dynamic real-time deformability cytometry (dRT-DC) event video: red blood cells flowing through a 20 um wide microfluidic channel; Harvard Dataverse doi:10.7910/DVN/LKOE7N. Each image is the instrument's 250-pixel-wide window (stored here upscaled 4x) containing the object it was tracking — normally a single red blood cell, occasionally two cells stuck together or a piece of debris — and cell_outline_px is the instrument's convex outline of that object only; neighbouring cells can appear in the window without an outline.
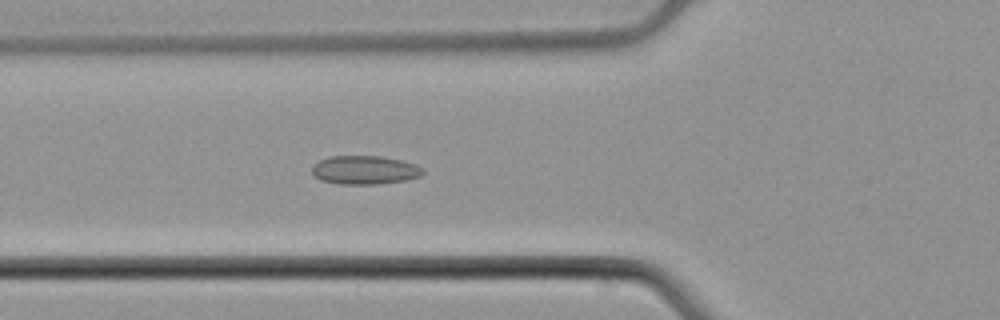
{"species": "common noctule bat (a hibernating species)", "species_latin": "Nyctalus noctula", "temperature_condition": "cold", "stored_images_in_passage": 46, "camera_frame_rate_fps": 3000, "um_per_image_px": 0.085, "animal": {"sex": "male", "body_mass_g": 21.5, "forearm_length_mm": 52.0}, "frame": {"image": 1, "passage_image": 19, "time_ms": 6.0, "image_size_px": [1000, 320], "cell_outline_px": [[424, 172], [420, 176], [408, 180], [376, 184], [340, 184], [320, 180], [312, 172], [312, 168], [320, 160], [332, 156], [380, 156], [400, 160], [416, 164], [424, 168]], "centroid_in_image_um": [31.04, 14.45], "position_along_channel_um": 94.8, "area_um2": 18.44}}
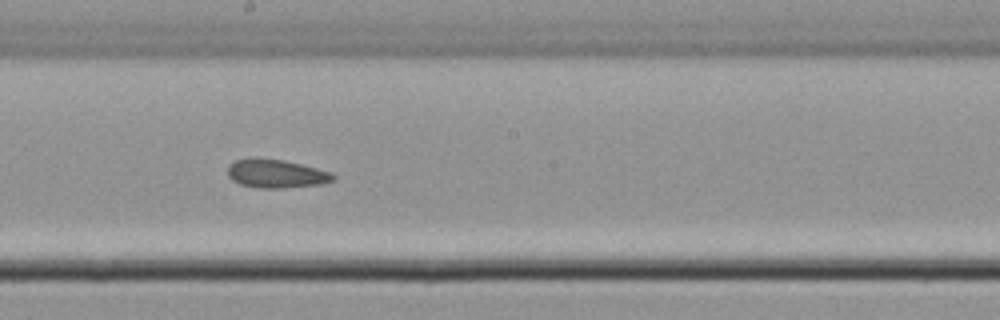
{"frame": {"image": 2, "passage_image": 29, "time_ms": 9.333, "image_size_px": [1000, 320], "cell_outline_px": [[336, 180], [324, 184], [280, 188], [260, 188], [240, 184], [232, 180], [228, 176], [228, 164], [236, 160], [284, 160], [332, 172], [336, 176]], "centroid_in_image_um": [23.54, 14.8], "position_along_channel_um": 224.7, "area_um2": 17.17}}
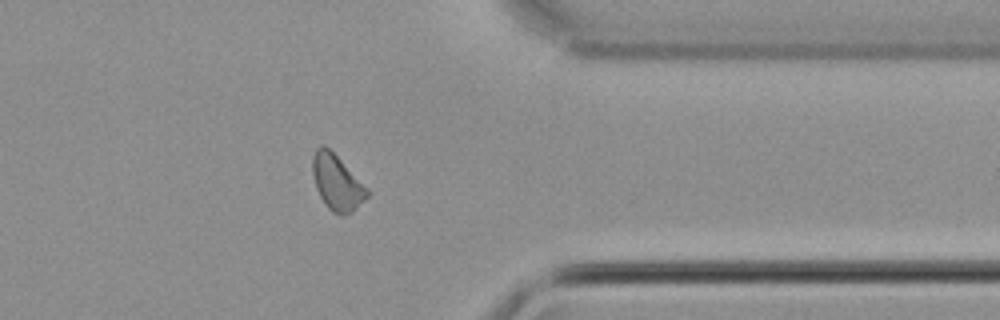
{"frame": {"image": 3, "passage_image": 42, "time_ms": 13.667, "image_size_px": [1000, 320], "cell_outline_px": [[368, 196], [352, 212], [344, 216], [340, 216], [332, 212], [324, 204], [316, 188], [312, 172], [312, 156], [316, 148], [320, 144], [324, 144], [368, 188]], "centroid_in_image_um": [28.61, 15.53], "position_along_channel_um": 382.8, "area_um2": 17.57}, "authors_computed_cell_mechanics": {"area_um2": 17.9758, "velocity_mm_per_s": 3.902, "shape_relaxation_time_tau1_ms": null, "shape_relaxation_time_tau2_ms": 1.3616, "deformation_change_tau1": null, "deformation_change_tau2": 0.0674}}